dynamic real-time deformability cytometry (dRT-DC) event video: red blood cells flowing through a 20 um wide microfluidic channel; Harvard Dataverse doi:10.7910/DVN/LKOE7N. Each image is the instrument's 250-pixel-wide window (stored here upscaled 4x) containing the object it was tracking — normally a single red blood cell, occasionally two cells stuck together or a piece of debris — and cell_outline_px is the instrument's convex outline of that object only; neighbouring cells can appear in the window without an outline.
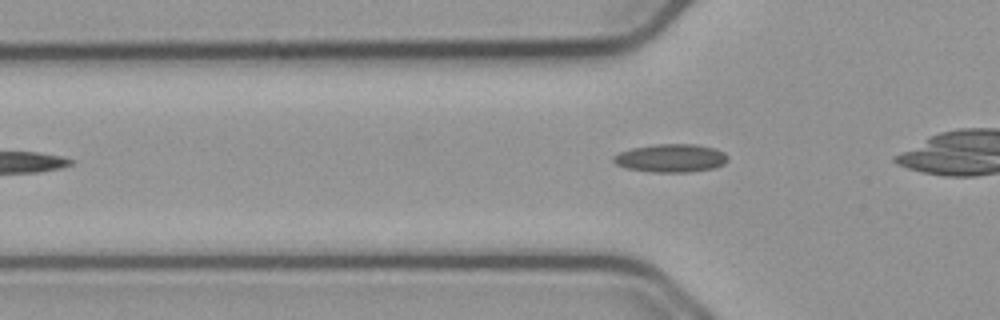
{"species": "common noctule bat (a hibernating species)", "species_latin": "Nyctalus noctula", "temperature_condition": "cold", "stored_images_in_passage": 32, "camera_frame_rate_fps": 3000, "um_per_image_px": 0.085, "animal": {"sex": "male", "body_mass_g": 23.1, "forearm_length_mm": 52.7}, "frame": {"image": 1, "passage_image": 6, "time_ms": 1.667, "image_size_px": [1000, 320], "cell_outline_px": [[728, 160], [724, 164], [712, 168], [688, 172], [652, 172], [628, 168], [616, 164], [612, 160], [612, 156], [620, 152], [632, 148], [656, 144], [696, 144], [716, 148], [724, 152], [728, 156]], "centroid_in_image_um": [57.04, 13.43], "position_along_channel_um": 68.8, "area_um2": 18.79}}
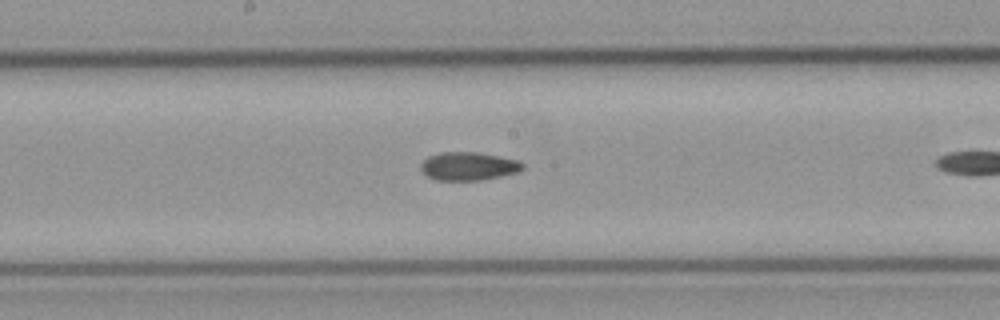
{"frame": {"image": 2, "passage_image": 17, "time_ms": 5.333, "image_size_px": [1000, 320], "cell_outline_px": [[524, 168], [516, 172], [500, 176], [480, 180], [436, 180], [428, 176], [420, 168], [420, 164], [428, 156], [440, 152], [476, 152], [520, 160], [524, 164]], "centroid_in_image_um": [39.82, 14.12], "position_along_channel_um": 208.4, "area_um2": 16.7}}
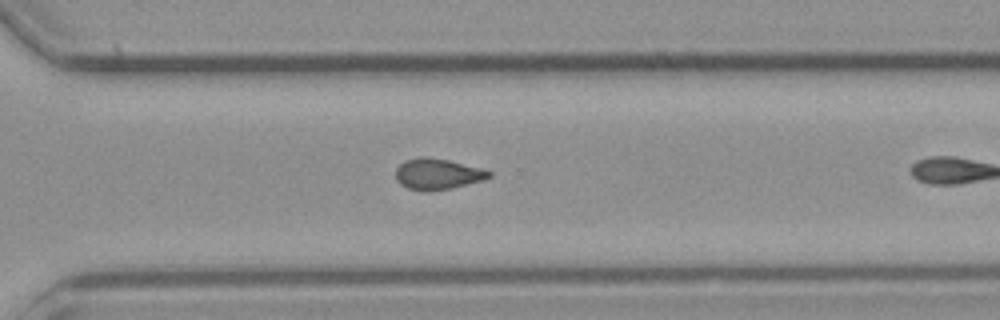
{"frame": {"image": 3, "passage_image": 27, "time_ms": 8.667, "image_size_px": [1000, 320], "cell_outline_px": [[492, 176], [484, 180], [452, 188], [428, 192], [424, 192], [408, 188], [400, 184], [396, 180], [396, 168], [404, 160], [420, 156], [424, 156], [448, 160], [480, 168], [492, 172]], "centroid_in_image_um": [37.17, 14.8], "position_along_channel_um": 333.4, "area_um2": 16.99}}